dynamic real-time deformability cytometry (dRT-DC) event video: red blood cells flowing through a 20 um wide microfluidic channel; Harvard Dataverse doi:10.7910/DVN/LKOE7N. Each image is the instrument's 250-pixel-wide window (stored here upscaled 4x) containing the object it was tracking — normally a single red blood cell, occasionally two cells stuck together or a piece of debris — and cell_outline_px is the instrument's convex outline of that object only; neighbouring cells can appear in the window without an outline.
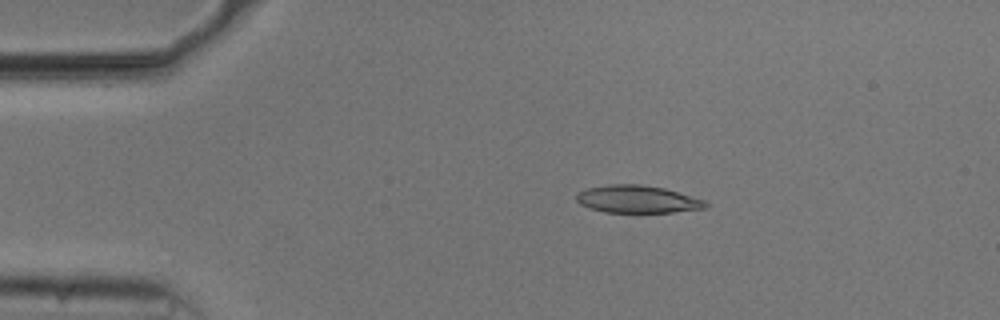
{"species": "common noctule bat (a hibernating species)", "species_latin": "Nyctalus noctula", "temperature_condition": "cold", "stored_images_in_passage": 45, "camera_frame_rate_fps": 3000, "um_per_image_px": 0.085, "animal": {"sex": "male", "body_mass_g": 20.5, "forearm_length_mm": 52.5}, "frame": {"image": 1, "passage_image": 1, "time_ms": 0.0, "image_size_px": [1000, 320], "cell_outline_px": [[708, 208], [672, 212], [604, 212], [588, 208], [580, 204], [576, 200], [576, 196], [580, 192], [588, 188], [608, 184], [640, 184], [664, 188], [704, 200], [708, 204]], "centroid_in_image_um": [54.17, 16.93], "position_along_channel_um": 30.8, "area_um2": 20.63}}
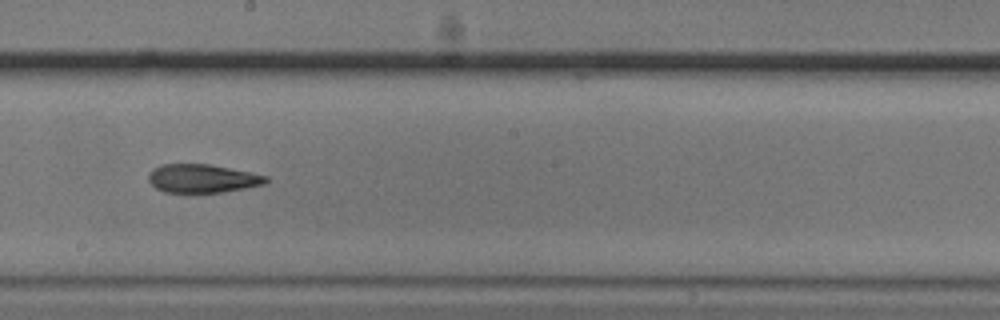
{"frame": {"image": 2, "passage_image": 21, "time_ms": 6.667, "image_size_px": [1000, 320], "cell_outline_px": [[272, 180], [264, 184], [244, 188], [220, 192], [164, 192], [156, 188], [148, 180], [148, 172], [152, 168], [160, 164], [208, 164], [268, 176]], "centroid_in_image_um": [17.17, 15.16], "position_along_channel_um": 231.0, "area_um2": 19.42}}
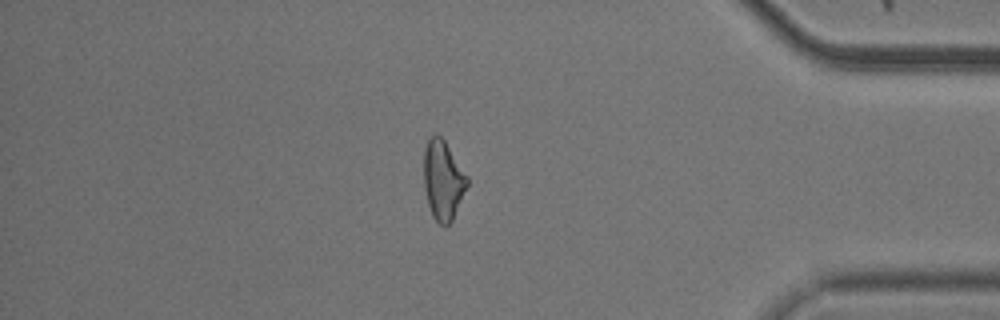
{"frame": {"image": 3, "passage_image": 37, "time_ms": 12.0, "image_size_px": [1000, 320], "cell_outline_px": [[468, 184], [452, 220], [444, 228], [432, 216], [428, 204], [424, 188], [424, 152], [428, 136], [436, 132], [444, 140], [468, 176]], "centroid_in_image_um": [37.64, 15.29], "position_along_channel_um": 397.6, "area_um2": 20.11}, "authors_computed_cell_mechanics": {"area_um2": 20.6346, "velocity_mm_per_s": 3.7225, "shape_relaxation_time_tau1_ms": null, "shape_relaxation_time_tau2_ms": 6.3589, "deformation_change_tau1": null, "deformation_change_tau2": 0.1666}}